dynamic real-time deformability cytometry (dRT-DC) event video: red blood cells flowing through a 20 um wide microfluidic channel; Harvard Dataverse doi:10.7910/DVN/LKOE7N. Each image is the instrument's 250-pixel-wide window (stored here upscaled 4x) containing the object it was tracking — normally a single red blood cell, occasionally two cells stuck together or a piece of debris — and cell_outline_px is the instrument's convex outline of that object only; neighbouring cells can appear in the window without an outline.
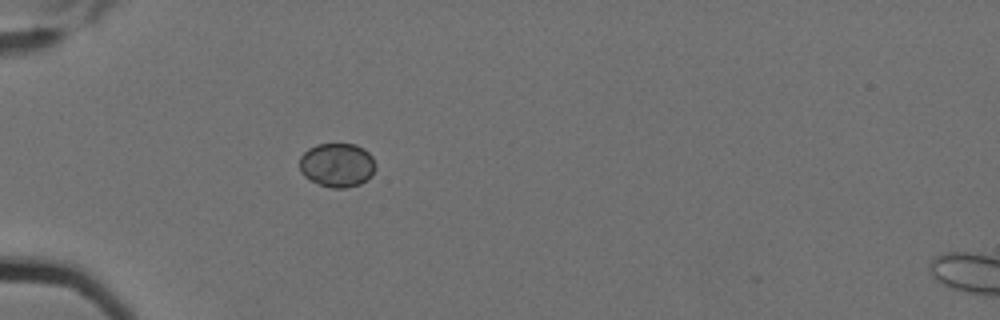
{"species": "Egyptian fruit bat (a non-hibernating species)", "species_latin": "Rousettus aegyptiacus", "temperature_condition": "cold", "stored_images_in_passage": 2, "camera_frame_rate_fps": 3000, "um_per_image_px": 0.085, "animal": {"sex": "female"}, "frame": {"image": 1, "passage_image": 1, "time_ms": 0.0, "image_size_px": [1000, 320], "cell_outline_px": [[376, 168], [372, 176], [368, 180], [360, 184], [344, 188], [332, 188], [308, 180], [300, 172], [300, 156], [308, 148], [316, 144], [356, 144], [364, 148], [372, 156], [376, 164]], "centroid_in_image_um": [28.67, 14.03], "position_along_channel_um": 56.3, "area_um2": 19.83}}